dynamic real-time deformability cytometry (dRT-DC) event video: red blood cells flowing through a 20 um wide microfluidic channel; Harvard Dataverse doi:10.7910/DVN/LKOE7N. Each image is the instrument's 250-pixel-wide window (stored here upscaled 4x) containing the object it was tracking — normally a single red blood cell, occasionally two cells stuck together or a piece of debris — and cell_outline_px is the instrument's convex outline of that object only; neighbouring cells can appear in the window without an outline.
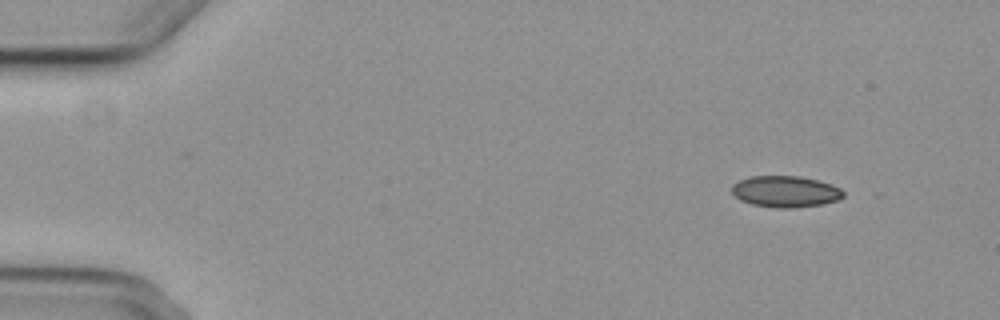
{"species": "common noctule bat (a hibernating species)", "species_latin": "Nyctalus noctula", "temperature_condition": "cold", "stored_images_in_passage": 4, "camera_frame_rate_fps": 3000, "um_per_image_px": 0.085, "animal": {"sex": "female", "body_mass_g": 29.2, "forearm_length_mm": 56.3}, "frame": {"image": 1, "passage_image": 1, "time_ms": 0.0, "image_size_px": [1000, 320], "cell_outline_px": [[844, 196], [840, 200], [820, 204], [792, 208], [776, 208], [752, 204], [740, 200], [732, 192], [732, 184], [740, 180], [752, 176], [800, 176], [832, 184], [840, 188], [844, 192]], "centroid_in_image_um": [66.78, 16.28], "position_along_channel_um": 18.2, "area_um2": 20.35}}
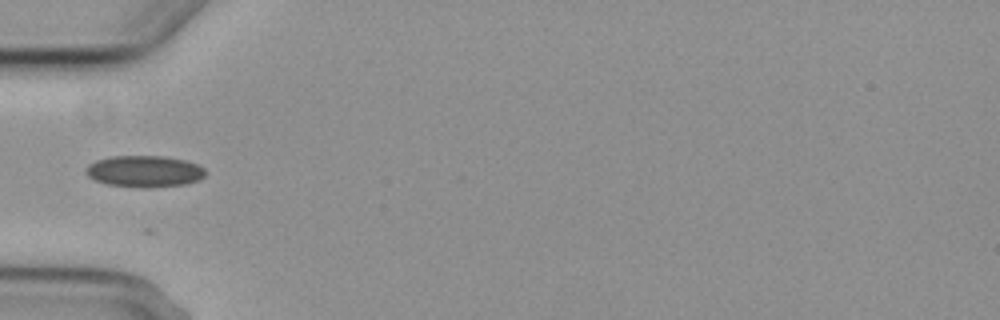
{"frame": {"image": 2, "passage_image": 4, "time_ms": 4.333, "image_size_px": [1000, 320], "cell_outline_px": [[204, 176], [200, 180], [184, 184], [148, 188], [140, 188], [108, 184], [96, 180], [88, 176], [84, 172], [84, 168], [88, 164], [96, 160], [112, 156], [164, 156], [184, 160], [196, 164], [204, 168]], "centroid_in_image_um": [12.24, 14.56], "position_along_channel_um": 72.8, "area_um2": 22.02}}